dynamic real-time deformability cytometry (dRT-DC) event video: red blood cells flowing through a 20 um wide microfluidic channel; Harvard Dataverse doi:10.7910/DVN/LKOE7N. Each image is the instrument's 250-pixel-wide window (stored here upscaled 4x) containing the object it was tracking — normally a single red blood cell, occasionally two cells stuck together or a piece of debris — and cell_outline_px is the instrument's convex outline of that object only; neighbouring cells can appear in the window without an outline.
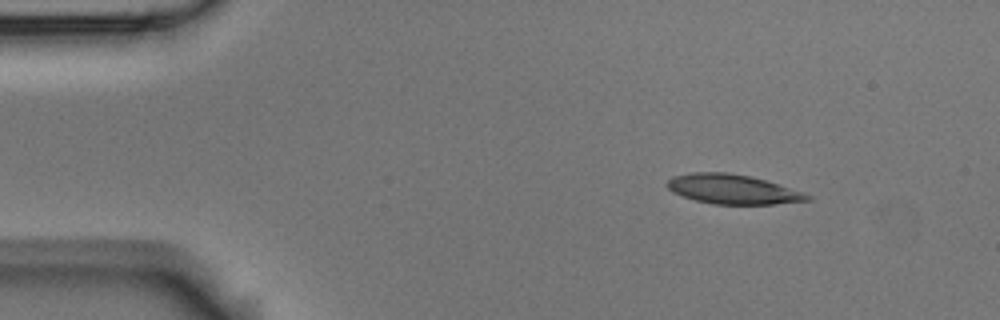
{"species": "Egyptian fruit bat (a non-hibernating species)", "species_latin": "Rousettus aegyptiacus", "temperature_condition": "room temperature", "stored_images_in_passage": 4, "segment_of_instrument_passage": [1, 2], "camera_frame_rate_fps": 3000, "um_per_image_px": 0.085, "animal": {"sex": "male"}, "frame": {"image": 1, "passage_image": 1, "time_ms": 0.0, "image_size_px": [1000, 320], "cell_outline_px": [[812, 200], [772, 204], [712, 204], [696, 200], [672, 192], [664, 184], [672, 176], [692, 172], [724, 172], [752, 176], [804, 192], [812, 196]], "centroid_in_image_um": [62.27, 16.08], "position_along_channel_um": 22.7, "area_um2": 24.16}}